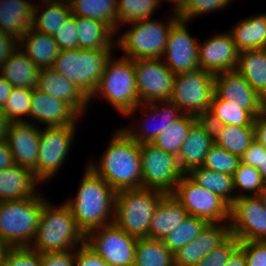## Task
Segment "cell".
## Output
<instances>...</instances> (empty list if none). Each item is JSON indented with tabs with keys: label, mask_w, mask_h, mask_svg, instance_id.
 <instances>
[{
	"label": "cell",
	"mask_w": 266,
	"mask_h": 266,
	"mask_svg": "<svg viewBox=\"0 0 266 266\" xmlns=\"http://www.w3.org/2000/svg\"><path fill=\"white\" fill-rule=\"evenodd\" d=\"M133 266H175L174 255L162 240L139 238Z\"/></svg>",
	"instance_id": "74e56055"
},
{
	"label": "cell",
	"mask_w": 266,
	"mask_h": 266,
	"mask_svg": "<svg viewBox=\"0 0 266 266\" xmlns=\"http://www.w3.org/2000/svg\"><path fill=\"white\" fill-rule=\"evenodd\" d=\"M230 235L229 223H208L193 241L173 253L174 265L194 266Z\"/></svg>",
	"instance_id": "44dd1931"
},
{
	"label": "cell",
	"mask_w": 266,
	"mask_h": 266,
	"mask_svg": "<svg viewBox=\"0 0 266 266\" xmlns=\"http://www.w3.org/2000/svg\"><path fill=\"white\" fill-rule=\"evenodd\" d=\"M258 117L266 119V93L259 95Z\"/></svg>",
	"instance_id": "94428289"
},
{
	"label": "cell",
	"mask_w": 266,
	"mask_h": 266,
	"mask_svg": "<svg viewBox=\"0 0 266 266\" xmlns=\"http://www.w3.org/2000/svg\"><path fill=\"white\" fill-rule=\"evenodd\" d=\"M214 94L242 110L258 115L259 95L236 69L214 75Z\"/></svg>",
	"instance_id": "ffe728a7"
},
{
	"label": "cell",
	"mask_w": 266,
	"mask_h": 266,
	"mask_svg": "<svg viewBox=\"0 0 266 266\" xmlns=\"http://www.w3.org/2000/svg\"><path fill=\"white\" fill-rule=\"evenodd\" d=\"M112 137L99 160L86 164L116 192L142 187L140 146L121 128Z\"/></svg>",
	"instance_id": "6da1fadb"
},
{
	"label": "cell",
	"mask_w": 266,
	"mask_h": 266,
	"mask_svg": "<svg viewBox=\"0 0 266 266\" xmlns=\"http://www.w3.org/2000/svg\"><path fill=\"white\" fill-rule=\"evenodd\" d=\"M237 50L266 48V13L242 18L229 30Z\"/></svg>",
	"instance_id": "f1b7e54d"
},
{
	"label": "cell",
	"mask_w": 266,
	"mask_h": 266,
	"mask_svg": "<svg viewBox=\"0 0 266 266\" xmlns=\"http://www.w3.org/2000/svg\"><path fill=\"white\" fill-rule=\"evenodd\" d=\"M236 70L258 95L266 93V48L240 51Z\"/></svg>",
	"instance_id": "d6a6232c"
},
{
	"label": "cell",
	"mask_w": 266,
	"mask_h": 266,
	"mask_svg": "<svg viewBox=\"0 0 266 266\" xmlns=\"http://www.w3.org/2000/svg\"><path fill=\"white\" fill-rule=\"evenodd\" d=\"M10 123L11 122L8 120L4 111L0 109V142L7 139V133Z\"/></svg>",
	"instance_id": "91938a15"
},
{
	"label": "cell",
	"mask_w": 266,
	"mask_h": 266,
	"mask_svg": "<svg viewBox=\"0 0 266 266\" xmlns=\"http://www.w3.org/2000/svg\"><path fill=\"white\" fill-rule=\"evenodd\" d=\"M240 163L241 158L239 156L214 144L206 154L202 166L216 172L226 173L233 176Z\"/></svg>",
	"instance_id": "f6af8a7d"
},
{
	"label": "cell",
	"mask_w": 266,
	"mask_h": 266,
	"mask_svg": "<svg viewBox=\"0 0 266 266\" xmlns=\"http://www.w3.org/2000/svg\"><path fill=\"white\" fill-rule=\"evenodd\" d=\"M264 208L266 209V186L263 188V190L258 195Z\"/></svg>",
	"instance_id": "e7e4bbea"
},
{
	"label": "cell",
	"mask_w": 266,
	"mask_h": 266,
	"mask_svg": "<svg viewBox=\"0 0 266 266\" xmlns=\"http://www.w3.org/2000/svg\"><path fill=\"white\" fill-rule=\"evenodd\" d=\"M262 175L263 181L266 185V153H263L262 168H257Z\"/></svg>",
	"instance_id": "be15d7a7"
},
{
	"label": "cell",
	"mask_w": 266,
	"mask_h": 266,
	"mask_svg": "<svg viewBox=\"0 0 266 266\" xmlns=\"http://www.w3.org/2000/svg\"><path fill=\"white\" fill-rule=\"evenodd\" d=\"M138 102L169 101L175 74L162 58L134 60Z\"/></svg>",
	"instance_id": "9a60e30c"
},
{
	"label": "cell",
	"mask_w": 266,
	"mask_h": 266,
	"mask_svg": "<svg viewBox=\"0 0 266 266\" xmlns=\"http://www.w3.org/2000/svg\"><path fill=\"white\" fill-rule=\"evenodd\" d=\"M76 266H110L101 256L85 243L76 248Z\"/></svg>",
	"instance_id": "816d5d0a"
},
{
	"label": "cell",
	"mask_w": 266,
	"mask_h": 266,
	"mask_svg": "<svg viewBox=\"0 0 266 266\" xmlns=\"http://www.w3.org/2000/svg\"><path fill=\"white\" fill-rule=\"evenodd\" d=\"M161 4V0H117V33L125 24L153 18Z\"/></svg>",
	"instance_id": "ab89813d"
},
{
	"label": "cell",
	"mask_w": 266,
	"mask_h": 266,
	"mask_svg": "<svg viewBox=\"0 0 266 266\" xmlns=\"http://www.w3.org/2000/svg\"><path fill=\"white\" fill-rule=\"evenodd\" d=\"M162 2H169V3H172L174 7H172V9H176L183 0H161Z\"/></svg>",
	"instance_id": "03108f58"
},
{
	"label": "cell",
	"mask_w": 266,
	"mask_h": 266,
	"mask_svg": "<svg viewBox=\"0 0 266 266\" xmlns=\"http://www.w3.org/2000/svg\"><path fill=\"white\" fill-rule=\"evenodd\" d=\"M43 204L36 235L29 246L39 253L75 250L85 243V234L77 225L70 207L64 202Z\"/></svg>",
	"instance_id": "3957f363"
},
{
	"label": "cell",
	"mask_w": 266,
	"mask_h": 266,
	"mask_svg": "<svg viewBox=\"0 0 266 266\" xmlns=\"http://www.w3.org/2000/svg\"><path fill=\"white\" fill-rule=\"evenodd\" d=\"M77 20L78 48L115 50L116 33L102 21L75 16Z\"/></svg>",
	"instance_id": "f546056e"
},
{
	"label": "cell",
	"mask_w": 266,
	"mask_h": 266,
	"mask_svg": "<svg viewBox=\"0 0 266 266\" xmlns=\"http://www.w3.org/2000/svg\"><path fill=\"white\" fill-rule=\"evenodd\" d=\"M214 132V144L239 156L244 155L255 139L254 126L211 125Z\"/></svg>",
	"instance_id": "836d02e7"
},
{
	"label": "cell",
	"mask_w": 266,
	"mask_h": 266,
	"mask_svg": "<svg viewBox=\"0 0 266 266\" xmlns=\"http://www.w3.org/2000/svg\"><path fill=\"white\" fill-rule=\"evenodd\" d=\"M172 195L193 215L208 223H229L230 205L214 192L196 183L184 174Z\"/></svg>",
	"instance_id": "8fae6325"
},
{
	"label": "cell",
	"mask_w": 266,
	"mask_h": 266,
	"mask_svg": "<svg viewBox=\"0 0 266 266\" xmlns=\"http://www.w3.org/2000/svg\"><path fill=\"white\" fill-rule=\"evenodd\" d=\"M246 255L247 266H266V241L240 242Z\"/></svg>",
	"instance_id": "681fc988"
},
{
	"label": "cell",
	"mask_w": 266,
	"mask_h": 266,
	"mask_svg": "<svg viewBox=\"0 0 266 266\" xmlns=\"http://www.w3.org/2000/svg\"><path fill=\"white\" fill-rule=\"evenodd\" d=\"M214 145L212 126L204 119L199 118L189 129L188 135L177 155L179 167L184 174L201 167L205 156Z\"/></svg>",
	"instance_id": "7402d4cb"
},
{
	"label": "cell",
	"mask_w": 266,
	"mask_h": 266,
	"mask_svg": "<svg viewBox=\"0 0 266 266\" xmlns=\"http://www.w3.org/2000/svg\"><path fill=\"white\" fill-rule=\"evenodd\" d=\"M115 50H60L52 68L71 81L88 99L96 90Z\"/></svg>",
	"instance_id": "ba28073f"
},
{
	"label": "cell",
	"mask_w": 266,
	"mask_h": 266,
	"mask_svg": "<svg viewBox=\"0 0 266 266\" xmlns=\"http://www.w3.org/2000/svg\"><path fill=\"white\" fill-rule=\"evenodd\" d=\"M254 116L242 106L219 99L213 94L208 114L204 118L210 125L254 126Z\"/></svg>",
	"instance_id": "e575fe53"
},
{
	"label": "cell",
	"mask_w": 266,
	"mask_h": 266,
	"mask_svg": "<svg viewBox=\"0 0 266 266\" xmlns=\"http://www.w3.org/2000/svg\"><path fill=\"white\" fill-rule=\"evenodd\" d=\"M224 266H247L246 255L244 251L238 247L230 256Z\"/></svg>",
	"instance_id": "6f0895ef"
},
{
	"label": "cell",
	"mask_w": 266,
	"mask_h": 266,
	"mask_svg": "<svg viewBox=\"0 0 266 266\" xmlns=\"http://www.w3.org/2000/svg\"><path fill=\"white\" fill-rule=\"evenodd\" d=\"M40 127L29 122L10 123L7 143L16 165L33 170L39 153Z\"/></svg>",
	"instance_id": "603a6c76"
},
{
	"label": "cell",
	"mask_w": 266,
	"mask_h": 266,
	"mask_svg": "<svg viewBox=\"0 0 266 266\" xmlns=\"http://www.w3.org/2000/svg\"><path fill=\"white\" fill-rule=\"evenodd\" d=\"M42 266H74L76 249L64 252L40 253Z\"/></svg>",
	"instance_id": "f907efd6"
},
{
	"label": "cell",
	"mask_w": 266,
	"mask_h": 266,
	"mask_svg": "<svg viewBox=\"0 0 266 266\" xmlns=\"http://www.w3.org/2000/svg\"><path fill=\"white\" fill-rule=\"evenodd\" d=\"M15 165L13 154L6 140L0 142V170Z\"/></svg>",
	"instance_id": "11a10c76"
},
{
	"label": "cell",
	"mask_w": 266,
	"mask_h": 266,
	"mask_svg": "<svg viewBox=\"0 0 266 266\" xmlns=\"http://www.w3.org/2000/svg\"><path fill=\"white\" fill-rule=\"evenodd\" d=\"M101 97L124 117L140 104L134 60L125 57L116 59L115 55L108 59L101 80L89 98V106Z\"/></svg>",
	"instance_id": "277c9868"
},
{
	"label": "cell",
	"mask_w": 266,
	"mask_h": 266,
	"mask_svg": "<svg viewBox=\"0 0 266 266\" xmlns=\"http://www.w3.org/2000/svg\"><path fill=\"white\" fill-rule=\"evenodd\" d=\"M239 245L240 241L234 235H230L222 244L214 248L212 252L194 266H224Z\"/></svg>",
	"instance_id": "bcb514c9"
},
{
	"label": "cell",
	"mask_w": 266,
	"mask_h": 266,
	"mask_svg": "<svg viewBox=\"0 0 266 266\" xmlns=\"http://www.w3.org/2000/svg\"><path fill=\"white\" fill-rule=\"evenodd\" d=\"M263 153H266V148L254 139L241 157V163L262 168Z\"/></svg>",
	"instance_id": "f5cc1de1"
},
{
	"label": "cell",
	"mask_w": 266,
	"mask_h": 266,
	"mask_svg": "<svg viewBox=\"0 0 266 266\" xmlns=\"http://www.w3.org/2000/svg\"><path fill=\"white\" fill-rule=\"evenodd\" d=\"M214 94V75L198 68L175 75L170 102L183 113L205 118Z\"/></svg>",
	"instance_id": "30bf717a"
},
{
	"label": "cell",
	"mask_w": 266,
	"mask_h": 266,
	"mask_svg": "<svg viewBox=\"0 0 266 266\" xmlns=\"http://www.w3.org/2000/svg\"><path fill=\"white\" fill-rule=\"evenodd\" d=\"M170 11L172 15L166 22L155 18L135 21L121 34L116 33V49L124 52L122 57L132 60L162 58L170 28L178 19L175 10Z\"/></svg>",
	"instance_id": "5b68a950"
},
{
	"label": "cell",
	"mask_w": 266,
	"mask_h": 266,
	"mask_svg": "<svg viewBox=\"0 0 266 266\" xmlns=\"http://www.w3.org/2000/svg\"><path fill=\"white\" fill-rule=\"evenodd\" d=\"M1 266H42L40 253L30 247H11Z\"/></svg>",
	"instance_id": "7dc6e473"
},
{
	"label": "cell",
	"mask_w": 266,
	"mask_h": 266,
	"mask_svg": "<svg viewBox=\"0 0 266 266\" xmlns=\"http://www.w3.org/2000/svg\"><path fill=\"white\" fill-rule=\"evenodd\" d=\"M60 50H70L78 48L77 20L74 15L52 35Z\"/></svg>",
	"instance_id": "c3c4849f"
},
{
	"label": "cell",
	"mask_w": 266,
	"mask_h": 266,
	"mask_svg": "<svg viewBox=\"0 0 266 266\" xmlns=\"http://www.w3.org/2000/svg\"><path fill=\"white\" fill-rule=\"evenodd\" d=\"M231 3V0H183L175 13L179 19L191 23L194 18L226 9Z\"/></svg>",
	"instance_id": "ee69618b"
},
{
	"label": "cell",
	"mask_w": 266,
	"mask_h": 266,
	"mask_svg": "<svg viewBox=\"0 0 266 266\" xmlns=\"http://www.w3.org/2000/svg\"><path fill=\"white\" fill-rule=\"evenodd\" d=\"M40 2H35L33 29L53 35L70 17V4L66 0H42Z\"/></svg>",
	"instance_id": "1f68e13d"
},
{
	"label": "cell",
	"mask_w": 266,
	"mask_h": 266,
	"mask_svg": "<svg viewBox=\"0 0 266 266\" xmlns=\"http://www.w3.org/2000/svg\"><path fill=\"white\" fill-rule=\"evenodd\" d=\"M80 118L81 116L69 104L37 88L32 89L29 123L42 124L44 127L69 126L78 125Z\"/></svg>",
	"instance_id": "d6986e66"
},
{
	"label": "cell",
	"mask_w": 266,
	"mask_h": 266,
	"mask_svg": "<svg viewBox=\"0 0 266 266\" xmlns=\"http://www.w3.org/2000/svg\"><path fill=\"white\" fill-rule=\"evenodd\" d=\"M11 247L0 239V266L3 264L5 257Z\"/></svg>",
	"instance_id": "6125c7cd"
},
{
	"label": "cell",
	"mask_w": 266,
	"mask_h": 266,
	"mask_svg": "<svg viewBox=\"0 0 266 266\" xmlns=\"http://www.w3.org/2000/svg\"><path fill=\"white\" fill-rule=\"evenodd\" d=\"M13 88L14 87L2 75H0V109L4 107Z\"/></svg>",
	"instance_id": "680465c9"
},
{
	"label": "cell",
	"mask_w": 266,
	"mask_h": 266,
	"mask_svg": "<svg viewBox=\"0 0 266 266\" xmlns=\"http://www.w3.org/2000/svg\"><path fill=\"white\" fill-rule=\"evenodd\" d=\"M138 238L128 235L114 222L85 236V244L110 266H133Z\"/></svg>",
	"instance_id": "4fadbf2b"
},
{
	"label": "cell",
	"mask_w": 266,
	"mask_h": 266,
	"mask_svg": "<svg viewBox=\"0 0 266 266\" xmlns=\"http://www.w3.org/2000/svg\"><path fill=\"white\" fill-rule=\"evenodd\" d=\"M187 215V210L172 194H165L154 211L147 238L163 240Z\"/></svg>",
	"instance_id": "4316f807"
},
{
	"label": "cell",
	"mask_w": 266,
	"mask_h": 266,
	"mask_svg": "<svg viewBox=\"0 0 266 266\" xmlns=\"http://www.w3.org/2000/svg\"><path fill=\"white\" fill-rule=\"evenodd\" d=\"M77 126L40 127L37 165L32 171L41 185L48 184L70 157Z\"/></svg>",
	"instance_id": "9c48e42d"
},
{
	"label": "cell",
	"mask_w": 266,
	"mask_h": 266,
	"mask_svg": "<svg viewBox=\"0 0 266 266\" xmlns=\"http://www.w3.org/2000/svg\"><path fill=\"white\" fill-rule=\"evenodd\" d=\"M188 175L200 186L217 194L229 205L236 199L232 175L216 172L203 166L193 169Z\"/></svg>",
	"instance_id": "8d00e7d4"
},
{
	"label": "cell",
	"mask_w": 266,
	"mask_h": 266,
	"mask_svg": "<svg viewBox=\"0 0 266 266\" xmlns=\"http://www.w3.org/2000/svg\"><path fill=\"white\" fill-rule=\"evenodd\" d=\"M198 119L195 116L183 114L175 122H172L164 128L153 144L163 151L177 156L188 135L190 127Z\"/></svg>",
	"instance_id": "f35d334b"
},
{
	"label": "cell",
	"mask_w": 266,
	"mask_h": 266,
	"mask_svg": "<svg viewBox=\"0 0 266 266\" xmlns=\"http://www.w3.org/2000/svg\"><path fill=\"white\" fill-rule=\"evenodd\" d=\"M229 228L240 242L266 241V209L258 195L237 197L233 201Z\"/></svg>",
	"instance_id": "2e32d148"
},
{
	"label": "cell",
	"mask_w": 266,
	"mask_h": 266,
	"mask_svg": "<svg viewBox=\"0 0 266 266\" xmlns=\"http://www.w3.org/2000/svg\"><path fill=\"white\" fill-rule=\"evenodd\" d=\"M216 34V35H215ZM198 45L199 67L213 75L235 70L238 63V54L230 32L215 33Z\"/></svg>",
	"instance_id": "ac0fdd59"
},
{
	"label": "cell",
	"mask_w": 266,
	"mask_h": 266,
	"mask_svg": "<svg viewBox=\"0 0 266 266\" xmlns=\"http://www.w3.org/2000/svg\"><path fill=\"white\" fill-rule=\"evenodd\" d=\"M253 125L255 140L266 148V119L256 116Z\"/></svg>",
	"instance_id": "9f6ffc18"
},
{
	"label": "cell",
	"mask_w": 266,
	"mask_h": 266,
	"mask_svg": "<svg viewBox=\"0 0 266 266\" xmlns=\"http://www.w3.org/2000/svg\"><path fill=\"white\" fill-rule=\"evenodd\" d=\"M262 175L257 168L239 164L233 174V187L237 197L257 196L265 187Z\"/></svg>",
	"instance_id": "b9f144b4"
},
{
	"label": "cell",
	"mask_w": 266,
	"mask_h": 266,
	"mask_svg": "<svg viewBox=\"0 0 266 266\" xmlns=\"http://www.w3.org/2000/svg\"><path fill=\"white\" fill-rule=\"evenodd\" d=\"M34 1L0 0V32L19 40L31 30L34 19Z\"/></svg>",
	"instance_id": "484cf974"
},
{
	"label": "cell",
	"mask_w": 266,
	"mask_h": 266,
	"mask_svg": "<svg viewBox=\"0 0 266 266\" xmlns=\"http://www.w3.org/2000/svg\"><path fill=\"white\" fill-rule=\"evenodd\" d=\"M207 224L208 222L204 219L187 215L162 241L172 253H175L178 249L193 241Z\"/></svg>",
	"instance_id": "60d3db41"
},
{
	"label": "cell",
	"mask_w": 266,
	"mask_h": 266,
	"mask_svg": "<svg viewBox=\"0 0 266 266\" xmlns=\"http://www.w3.org/2000/svg\"><path fill=\"white\" fill-rule=\"evenodd\" d=\"M84 170L76 195L64 202L86 235L93 229L113 223L116 191L87 165Z\"/></svg>",
	"instance_id": "7a4b0ae2"
},
{
	"label": "cell",
	"mask_w": 266,
	"mask_h": 266,
	"mask_svg": "<svg viewBox=\"0 0 266 266\" xmlns=\"http://www.w3.org/2000/svg\"><path fill=\"white\" fill-rule=\"evenodd\" d=\"M19 48L40 69L53 67L60 51L52 35L33 28L19 39Z\"/></svg>",
	"instance_id": "83f0119b"
},
{
	"label": "cell",
	"mask_w": 266,
	"mask_h": 266,
	"mask_svg": "<svg viewBox=\"0 0 266 266\" xmlns=\"http://www.w3.org/2000/svg\"><path fill=\"white\" fill-rule=\"evenodd\" d=\"M32 102L31 88L14 87L2 110L8 120L13 122H29V111Z\"/></svg>",
	"instance_id": "7bdbcfd3"
},
{
	"label": "cell",
	"mask_w": 266,
	"mask_h": 266,
	"mask_svg": "<svg viewBox=\"0 0 266 266\" xmlns=\"http://www.w3.org/2000/svg\"><path fill=\"white\" fill-rule=\"evenodd\" d=\"M39 184L28 167L15 164L0 170V202L29 198L38 192Z\"/></svg>",
	"instance_id": "d4e9b609"
},
{
	"label": "cell",
	"mask_w": 266,
	"mask_h": 266,
	"mask_svg": "<svg viewBox=\"0 0 266 266\" xmlns=\"http://www.w3.org/2000/svg\"><path fill=\"white\" fill-rule=\"evenodd\" d=\"M164 195L143 187L116 192L113 222L130 236L147 238L154 211Z\"/></svg>",
	"instance_id": "52a82bcc"
},
{
	"label": "cell",
	"mask_w": 266,
	"mask_h": 266,
	"mask_svg": "<svg viewBox=\"0 0 266 266\" xmlns=\"http://www.w3.org/2000/svg\"><path fill=\"white\" fill-rule=\"evenodd\" d=\"M42 195L37 192L26 199L0 202V239L10 247H29L33 242L48 200Z\"/></svg>",
	"instance_id": "8992f818"
},
{
	"label": "cell",
	"mask_w": 266,
	"mask_h": 266,
	"mask_svg": "<svg viewBox=\"0 0 266 266\" xmlns=\"http://www.w3.org/2000/svg\"><path fill=\"white\" fill-rule=\"evenodd\" d=\"M139 111L142 112L141 114L143 115H141V117H143L140 119L141 122L140 120L136 119V124L135 121H131V123L134 124L121 126V129L138 144L153 143L162 130H164V128H166L172 122H175L183 115V113L174 105V103L170 101H156L146 104H139L125 117H132L133 115V117H135L137 114L136 112ZM154 121L157 122V125L156 123L154 124ZM152 123L154 125H152ZM147 124L151 125L148 126Z\"/></svg>",
	"instance_id": "5bb4252c"
},
{
	"label": "cell",
	"mask_w": 266,
	"mask_h": 266,
	"mask_svg": "<svg viewBox=\"0 0 266 266\" xmlns=\"http://www.w3.org/2000/svg\"><path fill=\"white\" fill-rule=\"evenodd\" d=\"M36 88L69 104L82 118L89 109V99L52 67L40 69Z\"/></svg>",
	"instance_id": "cb8c5ba5"
},
{
	"label": "cell",
	"mask_w": 266,
	"mask_h": 266,
	"mask_svg": "<svg viewBox=\"0 0 266 266\" xmlns=\"http://www.w3.org/2000/svg\"><path fill=\"white\" fill-rule=\"evenodd\" d=\"M71 15L93 18L117 33V0H70Z\"/></svg>",
	"instance_id": "d590c367"
},
{
	"label": "cell",
	"mask_w": 266,
	"mask_h": 266,
	"mask_svg": "<svg viewBox=\"0 0 266 266\" xmlns=\"http://www.w3.org/2000/svg\"><path fill=\"white\" fill-rule=\"evenodd\" d=\"M19 47V40L15 37L0 32V68L4 61Z\"/></svg>",
	"instance_id": "db71d44e"
},
{
	"label": "cell",
	"mask_w": 266,
	"mask_h": 266,
	"mask_svg": "<svg viewBox=\"0 0 266 266\" xmlns=\"http://www.w3.org/2000/svg\"><path fill=\"white\" fill-rule=\"evenodd\" d=\"M140 146L142 187L172 194L184 175L176 155L165 152L153 143Z\"/></svg>",
	"instance_id": "7c38bea8"
},
{
	"label": "cell",
	"mask_w": 266,
	"mask_h": 266,
	"mask_svg": "<svg viewBox=\"0 0 266 266\" xmlns=\"http://www.w3.org/2000/svg\"><path fill=\"white\" fill-rule=\"evenodd\" d=\"M189 21L177 19L171 26L162 60L175 74L196 70L200 39L191 35ZM187 26V27H186Z\"/></svg>",
	"instance_id": "e0dca14e"
},
{
	"label": "cell",
	"mask_w": 266,
	"mask_h": 266,
	"mask_svg": "<svg viewBox=\"0 0 266 266\" xmlns=\"http://www.w3.org/2000/svg\"><path fill=\"white\" fill-rule=\"evenodd\" d=\"M40 68L18 47L0 68L2 75L13 87H37Z\"/></svg>",
	"instance_id": "4dcf8cb0"
}]
</instances>
